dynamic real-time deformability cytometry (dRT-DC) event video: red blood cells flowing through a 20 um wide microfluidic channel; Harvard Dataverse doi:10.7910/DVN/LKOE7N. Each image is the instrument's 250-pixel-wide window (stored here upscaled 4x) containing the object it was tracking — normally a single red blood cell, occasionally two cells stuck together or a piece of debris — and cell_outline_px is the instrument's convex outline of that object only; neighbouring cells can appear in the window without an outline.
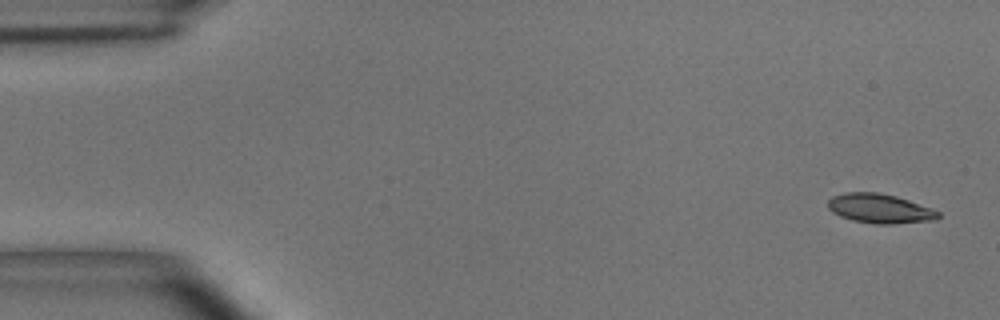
{"species": "common noctule bat (a hibernating species)", "species_latin": "Nyctalus noctula", "temperature_condition": "room temperature", "stored_images_in_passage": 9, "camera_frame_rate_fps": 3000, "um_per_image_px": 0.085, "animal": {"sex": "male", "body_mass_g": 15.6}, "frame": {"image": 1, "passage_image": 1, "time_ms": 0.0, "image_size_px": [1000, 320], "cell_outline_px": [[940, 216], [936, 220], [892, 224], [876, 224], [852, 220], [840, 216], [832, 212], [828, 208], [828, 200], [832, 196], [844, 192], [876, 192], [896, 196], [932, 208], [940, 212]], "centroid_in_image_um": [74.78, 17.72], "position_along_channel_um": 10.2, "area_um2": 18.96}}
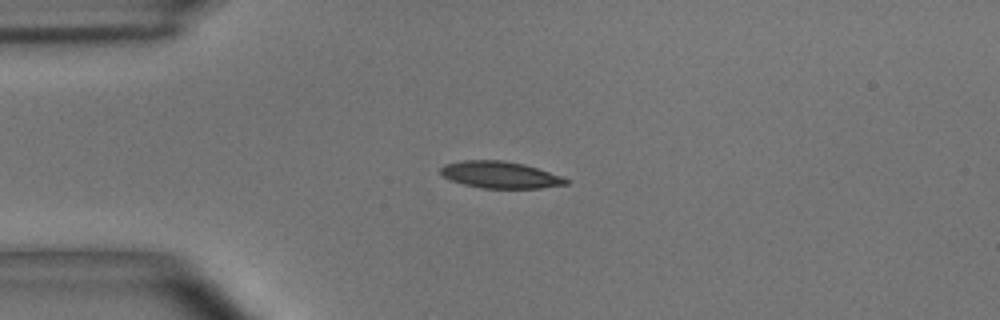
{"frame": {"image": 2, "passage_image": 4, "time_ms": 1.0, "image_size_px": [1000, 320], "cell_outline_px": [[568, 184], [540, 188], [484, 188], [464, 184], [452, 180], [444, 176], [440, 172], [440, 168], [444, 164], [464, 160], [504, 160], [524, 164], [560, 176], [568, 180]], "centroid_in_image_um": [42.49, 14.85], "position_along_channel_um": 42.5, "area_um2": 19.31}}
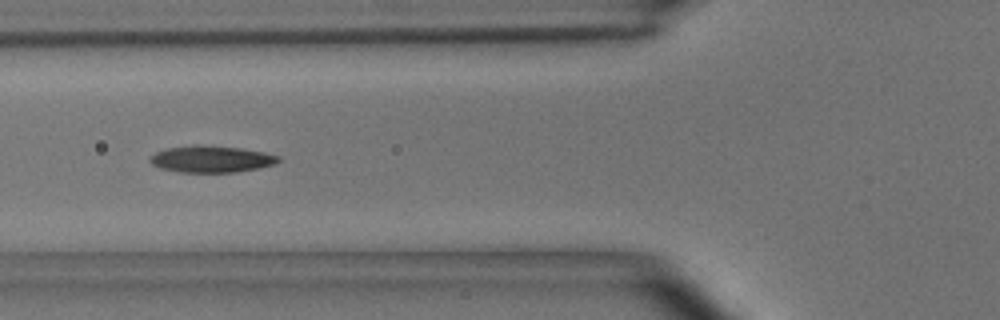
{"frame": {"image": 3, "passage_image": 6, "time_ms": 1.667, "image_size_px": [1000, 320], "cell_outline_px": [[280, 160], [276, 164], [260, 168], [236, 172], [180, 172], [160, 168], [152, 164], [148, 160], [148, 156], [164, 148], [192, 144], [204, 144], [240, 148], [264, 152], [280, 156]], "centroid_in_image_um": [17.93, 13.5], "position_along_channel_um": 107.9, "area_um2": 20.4}}